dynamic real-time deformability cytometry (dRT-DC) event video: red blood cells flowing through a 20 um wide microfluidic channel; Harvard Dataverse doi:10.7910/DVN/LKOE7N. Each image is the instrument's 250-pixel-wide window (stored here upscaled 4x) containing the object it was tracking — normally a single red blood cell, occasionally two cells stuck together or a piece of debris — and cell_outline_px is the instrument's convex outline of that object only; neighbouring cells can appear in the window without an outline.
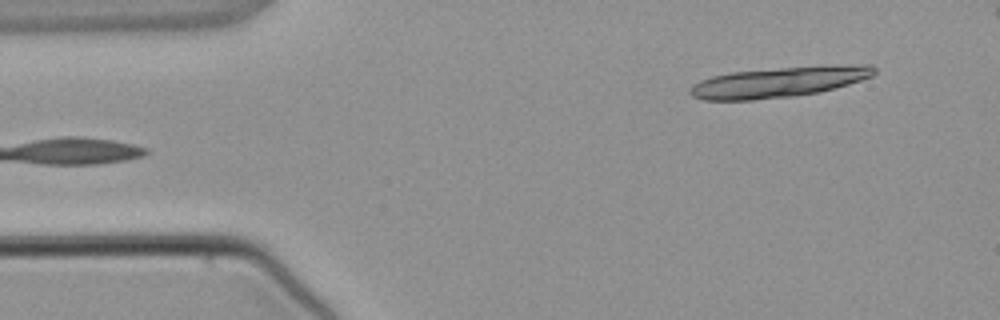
{"species": "common noctule bat (a hibernating species)", "species_latin": "Nyctalus noctula", "temperature_condition": "warm", "stored_images_in_passage": 4, "camera_frame_rate_fps": 3000, "um_per_image_px": 0.085, "animal": {"sex": "male", "body_mass_g": 21.5, "forearm_length_mm": 52.0}, "frame": {"image": 1, "passage_image": 4, "time_ms": 4.0, "image_size_px": [1000, 320], "cell_outline_px": [[876, 72], [872, 76], [848, 84], [820, 92], [792, 96], [752, 100], [704, 100], [692, 96], [688, 92], [688, 88], [692, 84], [700, 80], [712, 76], [732, 72], [780, 68], [864, 64], [872, 64], [876, 68]], "centroid_in_image_um": [66.16, 6.98], "position_along_channel_um": 18.8, "area_um2": 32.43}}